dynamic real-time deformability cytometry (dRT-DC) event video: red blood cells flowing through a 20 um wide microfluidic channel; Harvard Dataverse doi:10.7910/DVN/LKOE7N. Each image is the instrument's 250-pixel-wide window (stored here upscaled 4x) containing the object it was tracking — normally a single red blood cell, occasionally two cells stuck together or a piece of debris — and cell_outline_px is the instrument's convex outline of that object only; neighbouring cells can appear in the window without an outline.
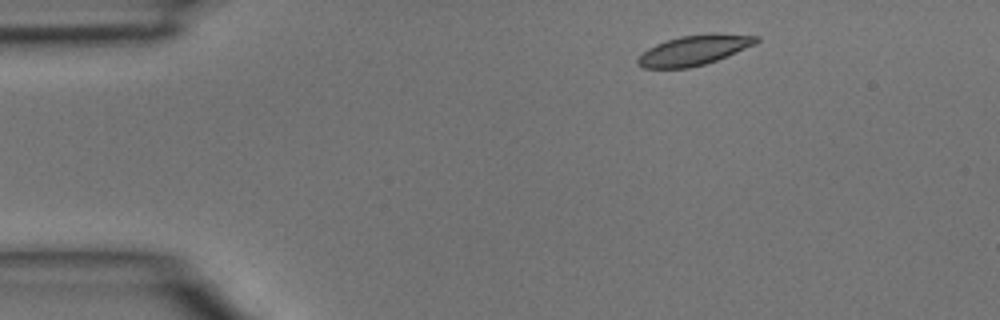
{"species": "common noctule bat (a hibernating species)", "species_latin": "Nyctalus noctula", "temperature_condition": "room temperature", "stored_images_in_passage": 3, "camera_frame_rate_fps": 3000, "um_per_image_px": 0.085, "animal": {"sex": "male", "body_mass_g": 15.6}, "frame": {"image": 1, "passage_image": 1, "time_ms": 0.0, "image_size_px": [1000, 320], "cell_outline_px": [[760, 40], [756, 44], [716, 60], [704, 64], [688, 68], [644, 68], [636, 64], [636, 60], [648, 48], [656, 44], [680, 36], [712, 32], [760, 36]], "centroid_in_image_um": [59.02, 4.25], "position_along_channel_um": 26.0, "area_um2": 20.75}}